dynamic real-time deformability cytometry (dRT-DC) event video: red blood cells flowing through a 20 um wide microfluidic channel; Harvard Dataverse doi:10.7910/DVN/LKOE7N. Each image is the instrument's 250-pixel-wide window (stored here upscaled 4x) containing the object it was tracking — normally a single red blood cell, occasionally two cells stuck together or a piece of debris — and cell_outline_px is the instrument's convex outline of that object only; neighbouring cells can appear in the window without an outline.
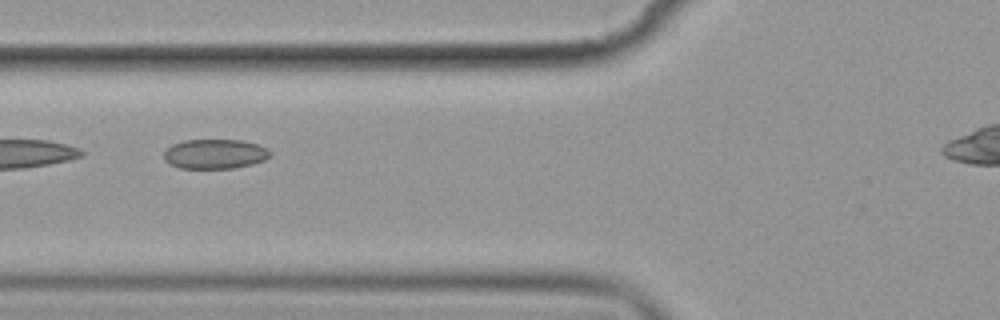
{"species": "common noctule bat (a hibernating species)", "species_latin": "Nyctalus noctula", "temperature_condition": "cold", "stored_images_in_passage": 5, "camera_frame_rate_fps": 3000, "um_per_image_px": 0.085, "animal": {"sex": "female", "body_mass_g": 19.9}, "frame": {"image": 1, "passage_image": 3, "time_ms": 2.333, "image_size_px": [1000, 320], "cell_outline_px": [[272, 152], [264, 160], [252, 164], [232, 168], [180, 168], [164, 160], [164, 152], [172, 144], [184, 140], [244, 140], [260, 144], [268, 148]], "centroid_in_image_um": [18.3, 13.07], "position_along_channel_um": 107.5, "area_um2": 18.38}}
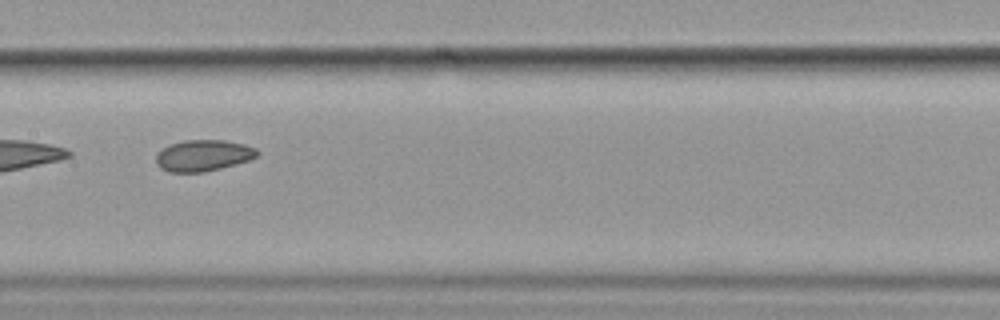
{"frame": {"image": 2, "passage_image": 5, "time_ms": 4.667, "image_size_px": [1000, 320], "cell_outline_px": [[260, 152], [256, 156], [248, 160], [220, 168], [204, 172], [168, 172], [160, 168], [156, 164], [156, 152], [172, 144], [184, 140], [224, 140], [244, 144], [256, 148]], "centroid_in_image_um": [17.25, 13.22], "position_along_channel_um": 190.1, "area_um2": 18.38}}